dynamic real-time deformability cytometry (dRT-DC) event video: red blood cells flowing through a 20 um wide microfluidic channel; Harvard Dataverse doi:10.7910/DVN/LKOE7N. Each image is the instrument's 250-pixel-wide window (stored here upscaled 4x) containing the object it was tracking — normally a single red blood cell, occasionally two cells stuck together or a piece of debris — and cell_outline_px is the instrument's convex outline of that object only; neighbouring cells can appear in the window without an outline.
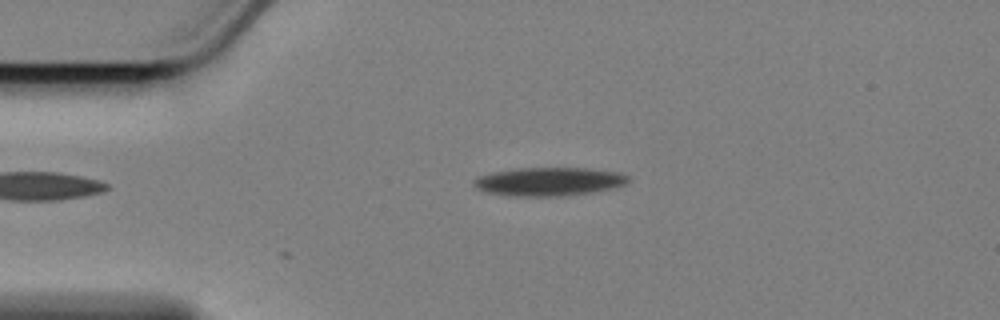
{"species": "Egyptian fruit bat (a non-hibernating species)", "species_latin": "Rousettus aegyptiacus", "temperature_condition": "cold", "stored_images_in_passage": 2, "camera_frame_rate_fps": 3000, "um_per_image_px": 0.085, "animal": {"sex": "female"}, "frame": {"image": 1, "passage_image": 2, "time_ms": 0.333, "image_size_px": [1000, 320], "cell_outline_px": [[628, 180], [624, 184], [592, 192], [556, 196], [516, 196], [484, 192], [476, 188], [472, 184], [480, 176], [512, 168], [588, 168], [620, 172], [628, 176]], "centroid_in_image_um": [46.64, 15.42], "position_along_channel_um": 38.4, "area_um2": 25.26}}